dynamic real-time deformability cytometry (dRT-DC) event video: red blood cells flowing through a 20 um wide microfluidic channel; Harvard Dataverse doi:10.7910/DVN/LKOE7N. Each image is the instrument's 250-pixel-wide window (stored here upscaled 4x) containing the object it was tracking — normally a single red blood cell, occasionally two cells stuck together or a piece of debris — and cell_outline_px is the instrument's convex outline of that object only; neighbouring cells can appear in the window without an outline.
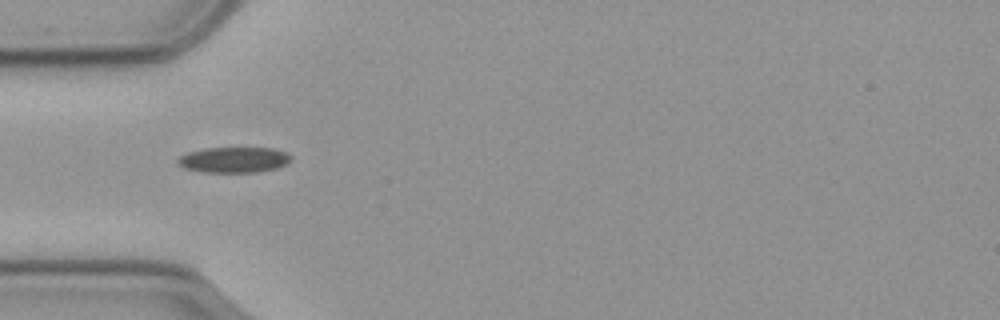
{"species": "common noctule bat (a hibernating species)", "species_latin": "Nyctalus noctula", "temperature_condition": "cold", "stored_images_in_passage": 4, "camera_frame_rate_fps": 3000, "um_per_image_px": 0.085, "animal": {"sex": "male", "body_mass_g": 23.1, "forearm_length_mm": 52.7}, "frame": {"image": 1, "passage_image": 1, "time_ms": 0.0, "image_size_px": [1000, 320], "cell_outline_px": [[292, 160], [288, 164], [276, 168], [256, 172], [204, 172], [184, 168], [176, 164], [176, 160], [180, 156], [188, 152], [204, 148], [272, 148], [284, 152], [292, 156]], "centroid_in_image_um": [19.87, 13.58], "position_along_channel_um": 65.1, "area_um2": 16.99}}